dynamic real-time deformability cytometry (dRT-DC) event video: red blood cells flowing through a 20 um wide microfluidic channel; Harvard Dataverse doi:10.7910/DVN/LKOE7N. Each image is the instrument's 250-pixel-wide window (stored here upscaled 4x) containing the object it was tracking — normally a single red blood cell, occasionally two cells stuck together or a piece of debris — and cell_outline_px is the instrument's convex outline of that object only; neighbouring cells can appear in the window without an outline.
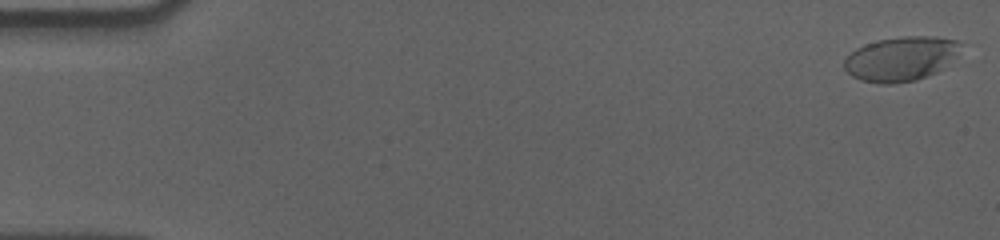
{"species": "human", "species_latin": "Homo sapiens", "temperature_condition": "cold", "stored_images_in_passage": 58, "camera_frame_rate_fps": 3000, "um_per_image_px": 0.085, "donor": {"sex": "male"}, "frame": {"image": 1, "passage_image": 1, "time_ms": 0.0, "image_size_px": [1000, 240], "cell_outline_px": [[960, 44], [936, 72], [916, 80], [892, 84], [880, 84], [860, 80], [852, 76], [844, 68], [844, 60], [856, 48], [864, 44], [880, 40], [904, 36], [936, 36], [956, 40]], "centroid_in_image_um": [76.45, 5.0], "position_along_channel_um": 8.5, "area_um2": 29.25}}
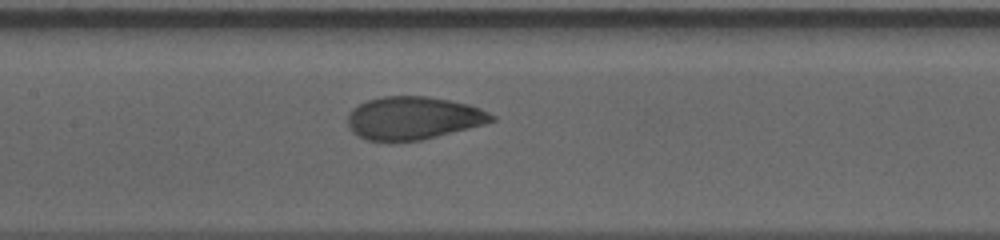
{"frame": {"image": 2, "passage_image": 28, "time_ms": 9.0, "image_size_px": [1000, 240], "cell_outline_px": [[496, 120], [484, 124], [420, 140], [368, 140], [352, 132], [348, 124], [348, 116], [352, 108], [368, 100], [384, 96], [428, 96], [468, 104], [480, 108], [496, 116]], "centroid_in_image_um": [35.14, 10.02], "position_along_channel_um": 172.3, "area_um2": 35.49}}
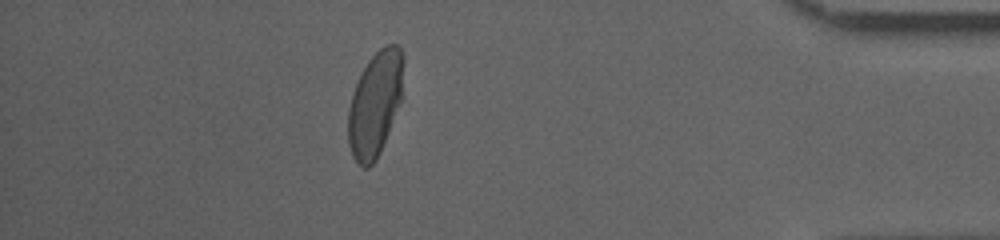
{"frame": {"image": 3, "passage_image": 51, "time_ms": 16.667, "image_size_px": [1000, 240], "cell_outline_px": [[404, 60], [400, 104], [380, 152], [376, 160], [368, 168], [364, 168], [352, 156], [348, 144], [348, 108], [352, 92], [368, 60], [380, 48], [388, 44], [396, 44], [400, 48], [404, 56]], "centroid_in_image_um": [31.88, 8.83], "position_along_channel_um": 403.3, "area_um2": 33.7}, "authors_computed_cell_mechanics": {"area_um2": 35.4603, "velocity_mm_per_s": 3.5562, "shape_relaxation_time_tau1_ms": 6.4816, "shape_relaxation_time_tau2_ms": null, "deformation_change_tau1": 0.1958, "deformation_change_tau2": null}}